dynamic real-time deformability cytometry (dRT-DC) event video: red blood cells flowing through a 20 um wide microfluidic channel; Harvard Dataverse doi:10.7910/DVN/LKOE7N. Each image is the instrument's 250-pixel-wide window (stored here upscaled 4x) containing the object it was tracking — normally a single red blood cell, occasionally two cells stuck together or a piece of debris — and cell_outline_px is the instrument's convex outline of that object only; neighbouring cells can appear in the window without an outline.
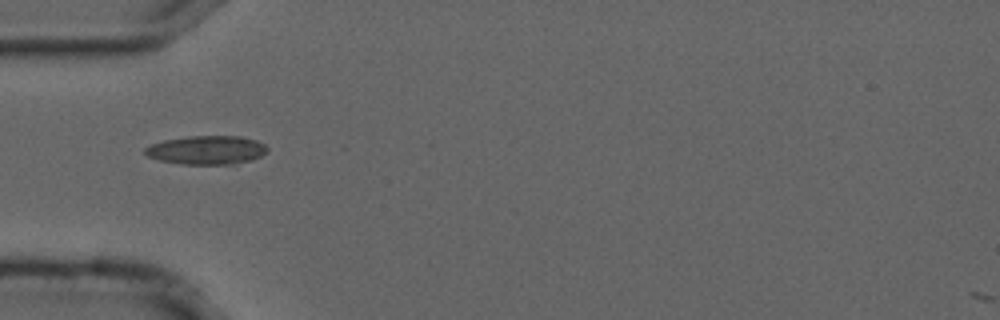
{"species": "common noctule bat (a hibernating species)", "species_latin": "Nyctalus noctula", "temperature_condition": "cold", "stored_images_in_passage": 32, "camera_frame_rate_fps": 3000, "um_per_image_px": 0.085, "animal": {"sex": "male", "forearm_length_mm": 52.5}, "frame": {"image": 1, "passage_image": 1, "time_ms": 0.0, "image_size_px": [1000, 320], "cell_outline_px": [[268, 152], [252, 160], [236, 164], [184, 164], [160, 160], [148, 156], [144, 152], [144, 148], [152, 144], [164, 140], [192, 136], [240, 136], [256, 140], [264, 144], [268, 148]], "centroid_in_image_um": [17.61, 12.75], "position_along_channel_um": 67.4, "area_um2": 20.4}}
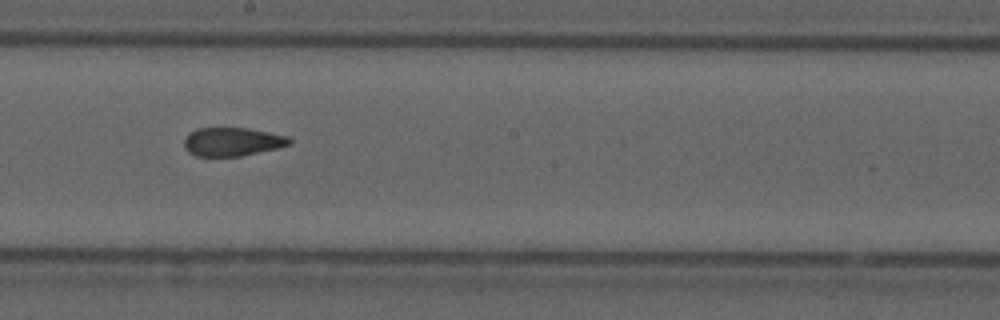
{"frame": {"image": 2, "passage_image": 14, "time_ms": 4.333, "image_size_px": [1000, 320], "cell_outline_px": [[292, 144], [276, 148], [240, 156], [196, 156], [188, 152], [184, 148], [184, 140], [196, 128], [248, 128], [288, 136], [292, 140]], "centroid_in_image_um": [19.75, 12.05], "position_along_channel_um": 228.4, "area_um2": 17.4}}
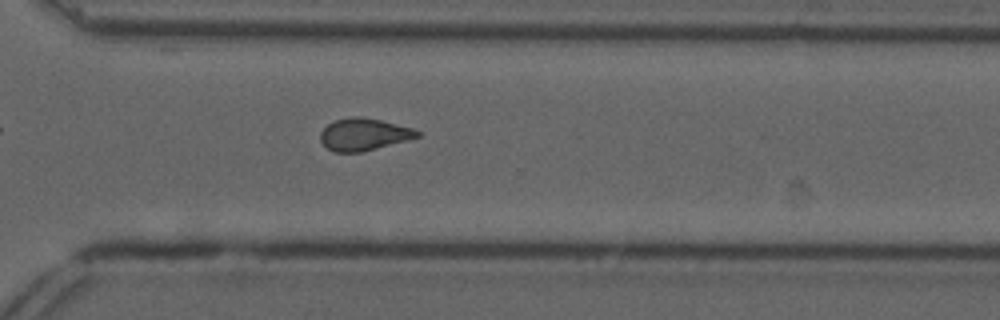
{"frame": {"image": 3, "passage_image": 23, "time_ms": 7.333, "image_size_px": [1000, 320], "cell_outline_px": [[420, 136], [408, 140], [360, 152], [332, 152], [320, 140], [320, 132], [332, 120], [352, 116], [360, 116], [380, 120], [412, 128], [420, 132]], "centroid_in_image_um": [30.89, 11.41], "position_along_channel_um": 339.7, "area_um2": 18.09}, "authors_computed_cell_mechanics": {"area_um2": 18.2648, "velocity_mm_per_s": 3.7163, "shape_relaxation_time_tau1_ms": null, "shape_relaxation_time_tau2_ms": 2.9662, "deformation_change_tau1": null, "deformation_change_tau2": 0.1044}}